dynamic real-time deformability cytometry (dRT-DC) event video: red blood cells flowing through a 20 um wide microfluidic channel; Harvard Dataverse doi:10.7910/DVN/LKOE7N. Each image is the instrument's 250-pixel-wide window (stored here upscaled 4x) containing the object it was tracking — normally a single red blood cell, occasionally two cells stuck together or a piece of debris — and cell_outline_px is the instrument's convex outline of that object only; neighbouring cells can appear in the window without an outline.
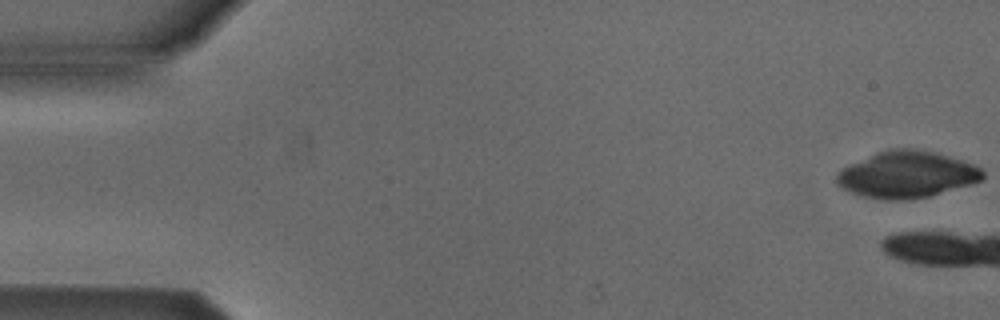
{"species": "Egyptian fruit bat (a non-hibernating species)", "species_latin": "Rousettus aegyptiacus", "temperature_condition": "cold", "stored_images_in_passage": 6, "camera_frame_rate_fps": 3000, "um_per_image_px": 0.085, "animal": {"sex": "male"}, "frame": {"image": 1, "passage_image": 1, "time_ms": 0.0, "image_size_px": [1000, 320], "cell_outline_px": [[984, 176], [980, 180], [972, 184], [928, 196], [908, 200], [884, 200], [864, 196], [852, 192], [836, 184], [836, 176], [840, 168], [880, 152], [896, 148], [912, 148], [932, 152], [948, 156], [972, 164], [980, 168], [984, 172]], "centroid_in_image_um": [77.07, 14.85], "position_along_channel_um": 7.9, "area_um2": 39.13}}